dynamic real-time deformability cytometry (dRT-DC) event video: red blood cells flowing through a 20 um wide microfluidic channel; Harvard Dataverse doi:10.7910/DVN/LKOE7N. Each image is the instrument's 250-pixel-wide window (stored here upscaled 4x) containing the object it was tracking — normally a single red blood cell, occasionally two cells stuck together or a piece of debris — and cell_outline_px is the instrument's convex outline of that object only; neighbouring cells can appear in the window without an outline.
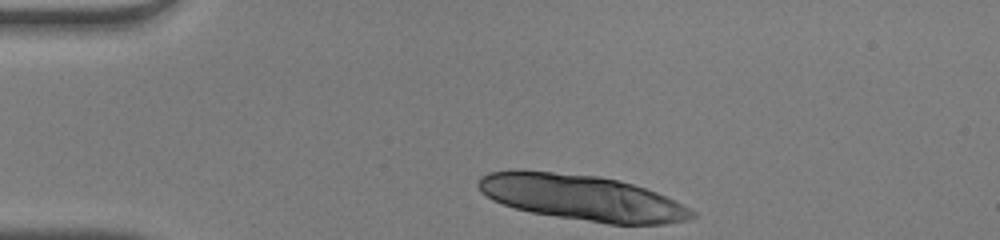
{"species": "human", "species_latin": "Homo sapiens", "temperature_condition": "warm", "stored_images_in_passage": 17, "camera_frame_rate_fps": 3000, "um_per_image_px": 0.085, "donor": {"sex": "male"}, "frame": {"image": 1, "passage_image": 1, "time_ms": 0.0, "image_size_px": [1000, 240], "cell_outline_px": [[696, 216], [688, 220], [664, 224], [608, 224], [556, 216], [532, 212], [516, 208], [492, 200], [480, 192], [476, 184], [480, 176], [488, 172], [520, 168], [596, 176], [616, 180], [632, 184], [656, 192], [676, 200], [696, 212]], "centroid_in_image_um": [49.43, 16.78], "position_along_channel_um": 35.6, "area_um2": 57.11}}
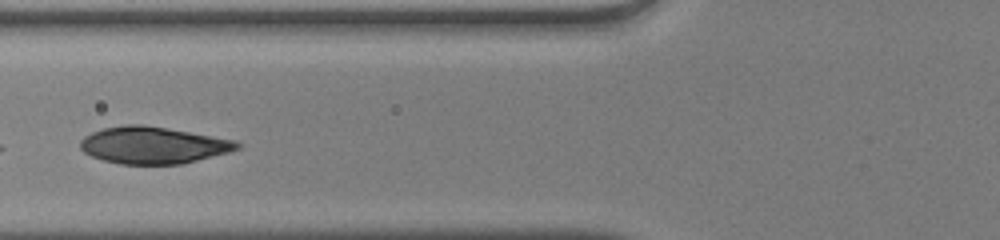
{"frame": {"image": 2, "passage_image": 11, "time_ms": 3.333, "image_size_px": [1000, 240], "cell_outline_px": [[244, 144], [240, 148], [228, 152], [180, 164], [120, 164], [104, 160], [92, 156], [84, 152], [80, 148], [80, 140], [84, 136], [92, 132], [104, 128], [124, 124], [144, 124], [168, 128], [236, 140]], "centroid_in_image_um": [13.02, 12.33], "position_along_channel_um": 112.8, "area_um2": 33.76}}
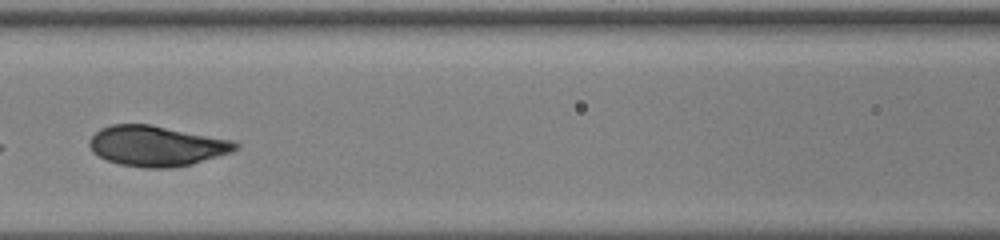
{"frame": {"image": 3, "passage_image": 14, "time_ms": 4.333, "image_size_px": [1000, 240], "cell_outline_px": [[240, 148], [232, 152], [192, 164], [172, 168], [144, 168], [120, 164], [108, 160], [92, 152], [88, 144], [88, 140], [100, 128], [112, 124], [152, 124], [232, 140], [240, 144]], "centroid_in_image_um": [13.32, 12.4], "position_along_channel_um": 153.3, "area_um2": 34.56}}